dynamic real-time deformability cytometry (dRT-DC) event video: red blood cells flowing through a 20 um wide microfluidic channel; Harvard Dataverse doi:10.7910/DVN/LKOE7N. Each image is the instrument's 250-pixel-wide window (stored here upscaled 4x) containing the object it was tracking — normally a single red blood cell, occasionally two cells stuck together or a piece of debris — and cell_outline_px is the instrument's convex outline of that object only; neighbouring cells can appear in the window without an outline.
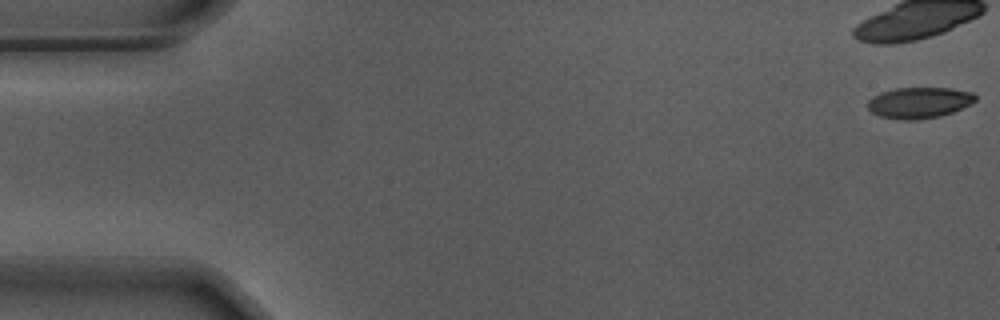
{"species": "Egyptian fruit bat (a non-hibernating species)", "species_latin": "Rousettus aegyptiacus", "temperature_condition": "warm", "stored_images_in_passage": 18, "camera_frame_rate_fps": 3000, "um_per_image_px": 0.085, "animal": {"sex": "male"}, "frame": {"image": 1, "passage_image": 1, "time_ms": 0.0, "image_size_px": [1000, 320], "cell_outline_px": [[976, 100], [952, 112], [940, 116], [916, 120], [900, 120], [880, 116], [872, 112], [868, 108], [868, 100], [872, 96], [880, 92], [896, 88], [952, 88], [972, 92], [976, 96]], "centroid_in_image_um": [78.09, 8.72], "position_along_channel_um": 6.9, "area_um2": 19.42}}